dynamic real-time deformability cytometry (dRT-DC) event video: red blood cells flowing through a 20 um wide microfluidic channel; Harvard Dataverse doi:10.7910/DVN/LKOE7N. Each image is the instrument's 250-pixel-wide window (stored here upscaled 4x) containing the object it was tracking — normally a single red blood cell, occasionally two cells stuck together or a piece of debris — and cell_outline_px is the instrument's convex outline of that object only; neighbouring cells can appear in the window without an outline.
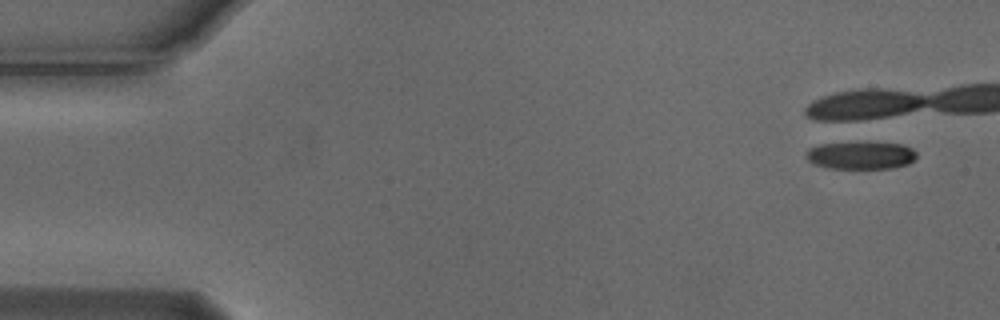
{"species": "Egyptian fruit bat (a non-hibernating species)", "species_latin": "Rousettus aegyptiacus", "temperature_condition": "cold", "stored_images_in_passage": 4, "camera_frame_rate_fps": 3000, "um_per_image_px": 0.085, "animal": {"sex": "male"}, "frame": {"image": 1, "passage_image": 1, "time_ms": 0.0, "image_size_px": [1000, 320], "cell_outline_px": [[916, 156], [908, 164], [892, 168], [828, 168], [812, 164], [804, 156], [804, 152], [808, 148], [820, 144], [900, 144], [912, 148], [916, 152]], "centroid_in_image_um": [73.1, 13.23], "position_along_channel_um": 11.9, "area_um2": 17.34}}